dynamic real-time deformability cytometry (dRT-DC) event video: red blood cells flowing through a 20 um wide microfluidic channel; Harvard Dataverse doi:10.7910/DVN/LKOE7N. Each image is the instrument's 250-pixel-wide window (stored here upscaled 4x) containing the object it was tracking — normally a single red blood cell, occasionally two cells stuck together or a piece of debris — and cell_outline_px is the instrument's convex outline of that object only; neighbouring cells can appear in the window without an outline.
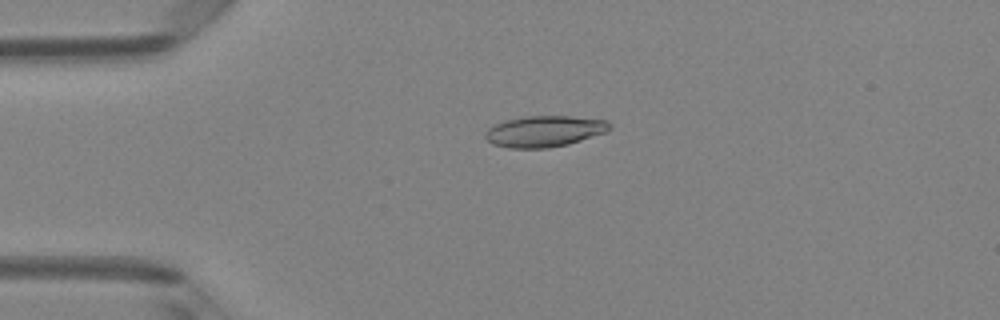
{"species": "Egyptian fruit bat (a non-hibernating species)", "species_latin": "Rousettus aegyptiacus", "temperature_condition": "room temperature", "stored_images_in_passage": 1, "camera_frame_rate_fps": 3000, "um_per_image_px": 0.085, "animal": {"sex": "female"}, "frame": {"image": 1, "passage_image": 1, "time_ms": 0.0, "image_size_px": [1000, 320], "cell_outline_px": [[612, 128], [608, 132], [568, 144], [548, 148], [508, 148], [492, 144], [484, 136], [484, 132], [488, 128], [504, 120], [524, 116], [572, 116], [608, 120], [612, 124]], "centroid_in_image_um": [46.3, 11.15], "position_along_channel_um": 38.7, "area_um2": 22.89}}